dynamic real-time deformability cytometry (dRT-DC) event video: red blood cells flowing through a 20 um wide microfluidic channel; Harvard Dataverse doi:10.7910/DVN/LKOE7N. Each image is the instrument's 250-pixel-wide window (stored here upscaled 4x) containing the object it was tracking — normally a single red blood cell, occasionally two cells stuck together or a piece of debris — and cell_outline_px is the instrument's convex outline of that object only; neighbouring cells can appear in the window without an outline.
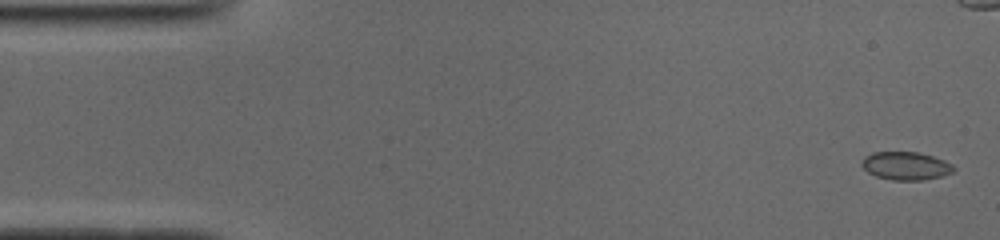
{"species": "common noctule bat (a hibernating species)", "species_latin": "Nyctalus noctula", "temperature_condition": "cold", "stored_images_in_passage": 52, "camera_frame_rate_fps": 3000, "um_per_image_px": 0.085, "animal": {"sex": "male", "body_mass_g": 19.0, "forearm_length_mm": 50.8}, "frame": {"image": 1, "passage_image": 2, "time_ms": 0.333, "image_size_px": [1000, 240], "cell_outline_px": [[956, 168], [952, 172], [940, 176], [924, 180], [892, 180], [876, 176], [868, 172], [860, 164], [864, 156], [872, 152], [920, 152], [944, 160], [952, 164]], "centroid_in_image_um": [76.98, 14.09], "position_along_channel_um": 8.0, "area_um2": 15.09}}
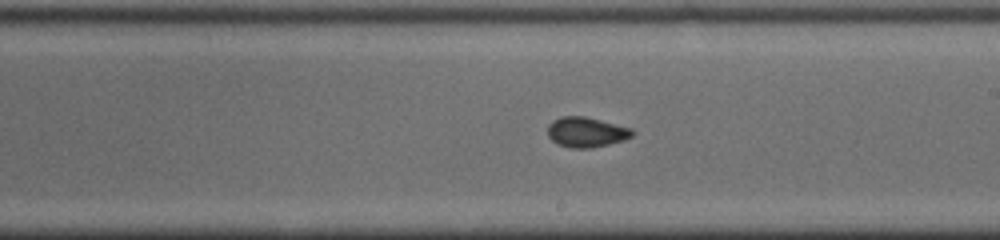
{"frame": {"image": 2, "passage_image": 29, "time_ms": 9.333, "image_size_px": [1000, 240], "cell_outline_px": [[636, 132], [632, 136], [624, 140], [592, 148], [572, 148], [556, 144], [548, 136], [548, 124], [552, 120], [560, 116], [584, 116], [632, 128]], "centroid_in_image_um": [49.83, 11.23], "position_along_channel_um": 239.2, "area_um2": 14.97}}
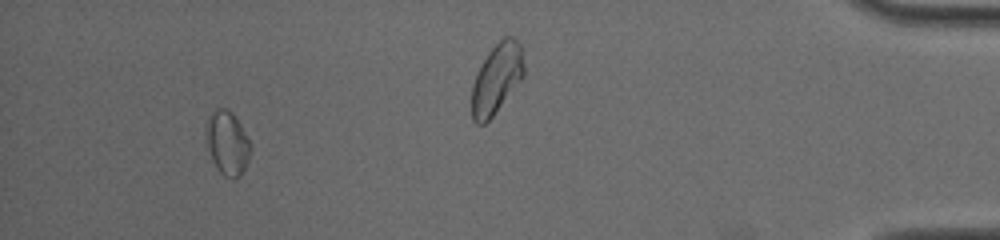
{"frame": {"image": 3, "passage_image": 48, "time_ms": 15.667, "image_size_px": [1000, 240], "cell_outline_px": [[252, 148], [248, 160], [240, 176], [232, 180], [224, 176], [216, 168], [212, 160], [204, 136], [208, 116], [216, 108], [228, 108], [232, 112], [240, 124], [252, 144]], "centroid_in_image_um": [19.32, 12.15], "position_along_channel_um": 415.9, "area_um2": 16.88}, "authors_computed_cell_mechanics": {"area_um2": 14.6234, "velocity_mm_per_s": 3.9293, "shape_relaxation_time_tau1_ms": 5.142, "shape_relaxation_time_tau2_ms": 1.357, "deformation_change_tau1": 0.0988, "deformation_change_tau2": 0.0569}}